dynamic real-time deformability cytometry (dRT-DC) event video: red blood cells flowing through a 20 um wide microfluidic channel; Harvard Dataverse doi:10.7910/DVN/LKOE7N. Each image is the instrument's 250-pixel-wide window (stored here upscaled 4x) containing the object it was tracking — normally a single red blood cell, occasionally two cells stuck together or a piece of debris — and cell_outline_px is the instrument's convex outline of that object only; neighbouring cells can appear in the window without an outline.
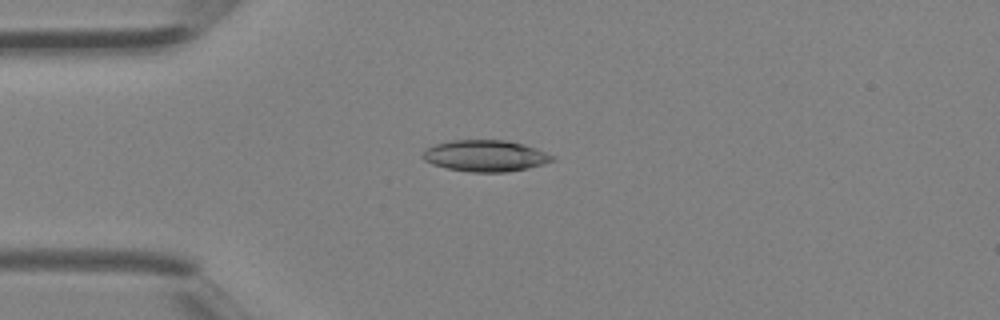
{"species": "Egyptian fruit bat (a non-hibernating species)", "species_latin": "Rousettus aegyptiacus", "temperature_condition": "room temperature", "stored_images_in_passage": 3, "camera_frame_rate_fps": 3000, "um_per_image_px": 0.085, "animal": {"sex": "female"}, "frame": {"image": 1, "passage_image": 2, "time_ms": 0.333, "image_size_px": [1000, 320], "cell_outline_px": [[556, 160], [544, 164], [528, 168], [508, 172], [468, 172], [448, 168], [432, 164], [424, 160], [420, 156], [428, 148], [436, 144], [452, 140], [504, 140], [524, 144], [536, 148], [556, 156]], "centroid_in_image_um": [41.3, 13.25], "position_along_channel_um": 43.7, "area_um2": 23.81}}
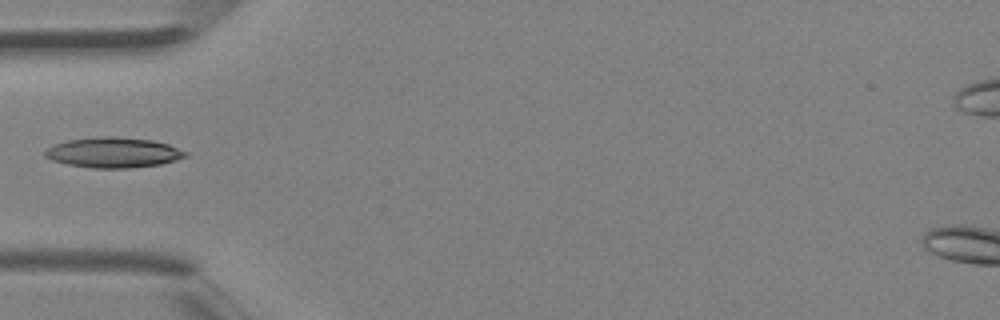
{"frame": {"image": 2, "passage_image": 3, "time_ms": 0.667, "image_size_px": [1000, 320], "cell_outline_px": [[188, 156], [176, 160], [160, 164], [128, 168], [92, 168], [68, 164], [52, 160], [44, 156], [44, 148], [52, 144], [68, 140], [100, 136], [112, 136], [152, 140], [168, 144], [188, 152]], "centroid_in_image_um": [9.61, 12.96], "position_along_channel_um": 75.4, "area_um2": 24.91}}